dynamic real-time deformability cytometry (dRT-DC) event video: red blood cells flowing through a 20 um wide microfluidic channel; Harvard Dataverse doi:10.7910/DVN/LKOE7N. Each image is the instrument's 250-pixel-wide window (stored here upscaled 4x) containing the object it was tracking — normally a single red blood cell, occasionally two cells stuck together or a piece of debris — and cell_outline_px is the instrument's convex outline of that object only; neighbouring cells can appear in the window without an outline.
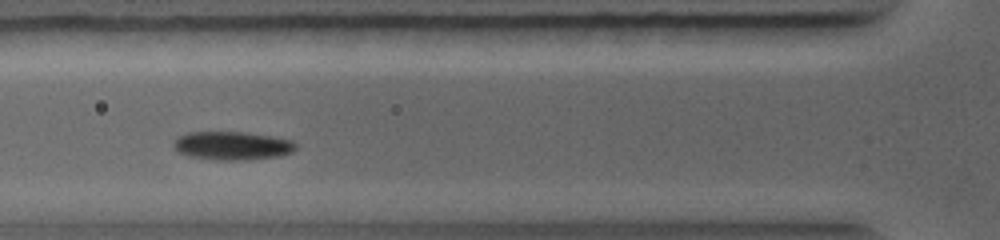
{"species": "common noctule bat (a hibernating species)", "species_latin": "Nyctalus noctula", "temperature_condition": "warm", "stored_images_in_passage": 23, "camera_frame_rate_fps": 5000, "um_per_image_px": 0.085, "animal": {"sex": "female", "body_mass_g": 19.0, "forearm_length_mm": 56.7}, "frame": {"image": 1, "passage_image": 5, "time_ms": 2.2, "image_size_px": [1000, 240], "cell_outline_px": [[296, 148], [292, 152], [280, 156], [248, 160], [216, 160], [188, 156], [180, 152], [172, 144], [172, 140], [176, 136], [188, 132], [244, 132], [272, 136], [292, 140], [296, 144]], "centroid_in_image_um": [19.72, 12.38], "position_along_channel_um": 106.1, "area_um2": 20.46}}
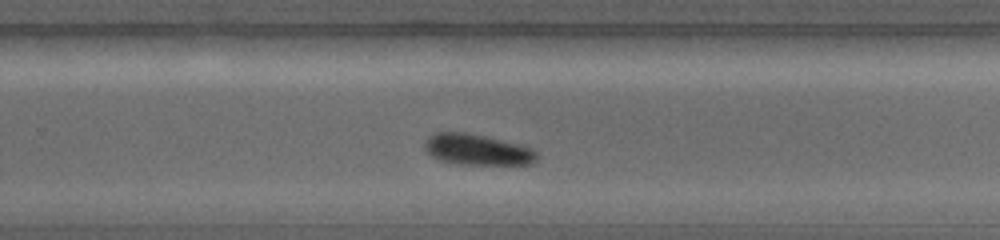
{"frame": {"image": 2, "passage_image": 13, "time_ms": 5.8, "image_size_px": [1000, 240], "cell_outline_px": [[536, 160], [532, 164], [460, 164], [440, 160], [432, 156], [428, 152], [424, 144], [428, 136], [436, 132], [464, 132], [484, 136], [532, 148], [536, 152]], "centroid_in_image_um": [40.54, 12.72], "position_along_channel_um": 289.3, "area_um2": 19.83}}
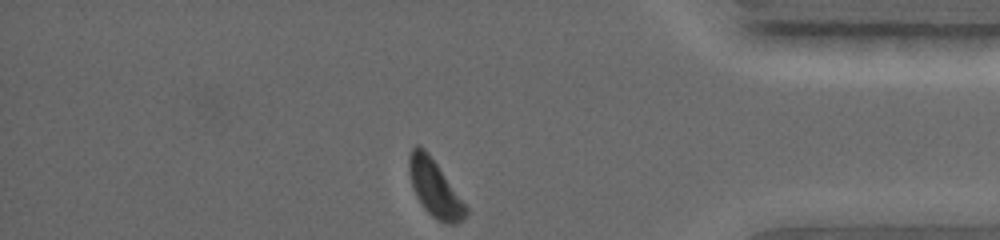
{"frame": {"image": 3, "passage_image": 23, "time_ms": 8.4, "image_size_px": [1000, 240], "cell_outline_px": [[468, 212], [456, 224], [448, 224], [436, 220], [424, 208], [416, 196], [408, 172], [408, 156], [412, 148], [416, 144], [420, 144], [428, 152], [468, 208]], "centroid_in_image_um": [36.92, 15.98], "position_along_channel_um": 398.3, "area_um2": 18.61}}